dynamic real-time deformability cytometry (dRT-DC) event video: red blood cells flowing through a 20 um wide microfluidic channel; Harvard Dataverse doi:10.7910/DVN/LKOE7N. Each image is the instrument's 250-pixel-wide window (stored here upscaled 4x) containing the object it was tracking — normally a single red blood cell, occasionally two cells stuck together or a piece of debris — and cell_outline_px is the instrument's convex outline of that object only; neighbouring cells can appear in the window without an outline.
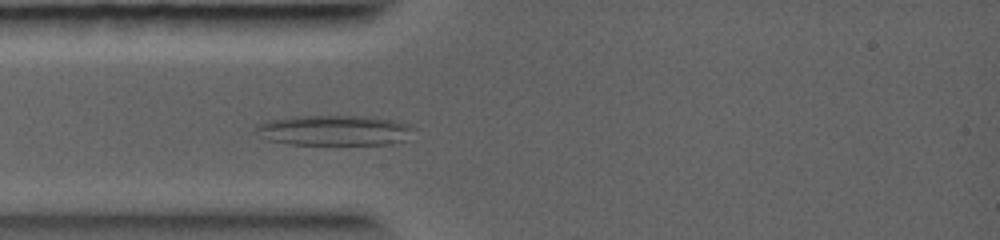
{"species": "common noctule bat (a hibernating species)", "species_latin": "Nyctalus noctula", "temperature_condition": "warm", "stored_images_in_passage": 4, "camera_frame_rate_fps": 5000, "um_per_image_px": 0.085, "animal": {"sex": "female", "body_mass_g": 19.0, "forearm_length_mm": 56.7}, "frame": {"image": 1, "passage_image": 3, "time_ms": 1.6, "image_size_px": [1000, 240], "cell_outline_px": [[416, 128], [408, 140], [392, 144], [288, 144], [268, 140], [252, 132], [256, 124], [268, 120], [288, 116], [376, 116], [408, 124]], "centroid_in_image_um": [28.4, 11.07], "position_along_channel_um": 56.6, "area_um2": 28.5}}